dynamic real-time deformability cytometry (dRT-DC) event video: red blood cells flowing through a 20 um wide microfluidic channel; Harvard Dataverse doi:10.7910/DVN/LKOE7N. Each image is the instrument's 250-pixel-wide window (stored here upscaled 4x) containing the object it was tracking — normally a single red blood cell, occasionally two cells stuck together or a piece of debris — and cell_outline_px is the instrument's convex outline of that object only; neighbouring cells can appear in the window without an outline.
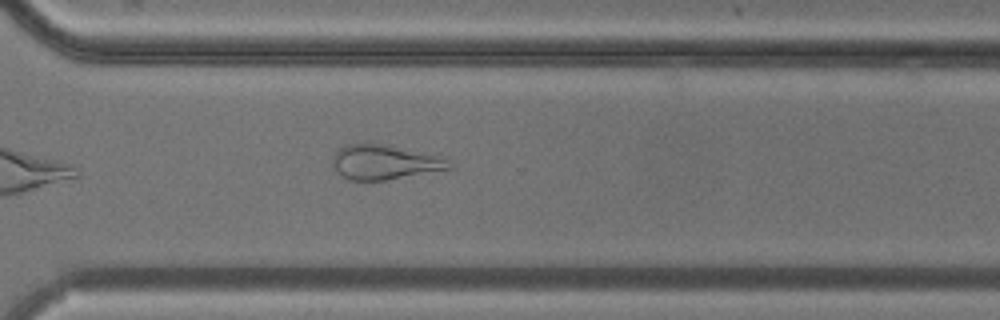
{"species": "common noctule bat (a hibernating species)", "species_latin": "Nyctalus noctula", "temperature_condition": "cold", "stored_images_in_passage": 11, "camera_frame_rate_fps": 3000, "um_per_image_px": 0.085, "animal": {"sex": "male", "body_mass_g": 20.5, "forearm_length_mm": 52.5}, "frame": {"image": 1, "passage_image": 11, "time_ms": 13.0, "image_size_px": [1000, 320], "cell_outline_px": [[452, 168], [384, 180], [348, 180], [340, 176], [336, 172], [332, 164], [332, 156], [344, 144], [384, 144], [440, 156], [452, 164]], "centroid_in_image_um": [32.62, 13.79], "position_along_channel_um": 338.0, "area_um2": 23.29}}